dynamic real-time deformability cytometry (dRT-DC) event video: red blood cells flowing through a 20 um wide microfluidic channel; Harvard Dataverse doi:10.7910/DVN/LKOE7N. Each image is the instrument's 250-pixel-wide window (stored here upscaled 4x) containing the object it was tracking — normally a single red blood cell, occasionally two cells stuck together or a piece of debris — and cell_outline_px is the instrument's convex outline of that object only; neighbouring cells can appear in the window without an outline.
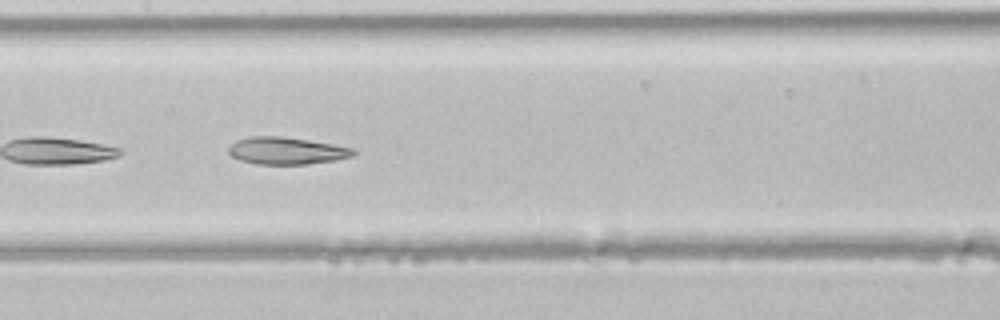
{"species": "common noctule bat (a hibernating species)", "species_latin": "Nyctalus noctula", "temperature_condition": "room temperature", "stored_images_in_passage": 21, "camera_frame_rate_fps": 3000, "um_per_image_px": 0.085, "animal": {"sex": "male", "body_mass_g": 21.5, "forearm_length_mm": 52.0}, "frame": {"image": 1, "passage_image": 18, "time_ms": 5.667, "image_size_px": [1000, 320], "cell_outline_px": [[356, 152], [352, 156], [336, 160], [308, 164], [256, 164], [240, 160], [232, 156], [228, 152], [228, 148], [236, 140], [248, 136], [280, 136], [308, 140], [332, 144], [352, 148]], "centroid_in_image_um": [24.32, 12.81], "position_along_channel_um": 183.1, "area_um2": 19.71}}